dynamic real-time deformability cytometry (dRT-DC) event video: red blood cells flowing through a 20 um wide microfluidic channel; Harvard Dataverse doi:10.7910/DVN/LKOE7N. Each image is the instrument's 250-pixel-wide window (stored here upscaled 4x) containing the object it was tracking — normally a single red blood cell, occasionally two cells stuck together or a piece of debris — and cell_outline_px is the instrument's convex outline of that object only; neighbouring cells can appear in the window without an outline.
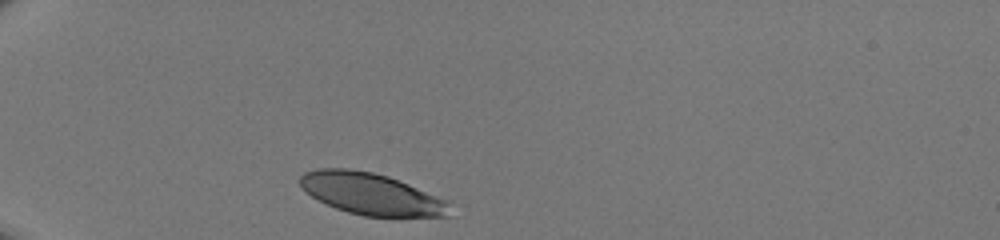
{"species": "human", "species_latin": "Homo sapiens", "temperature_condition": "room temperature", "stored_images_in_passage": 28, "camera_frame_rate_fps": 3000, "um_per_image_px": 0.085, "donor": {"sex": "male"}, "frame": {"image": 1, "passage_image": 1, "time_ms": 0.0, "image_size_px": [1000, 240], "cell_outline_px": [[448, 216], [364, 216], [348, 212], [336, 208], [312, 196], [300, 184], [300, 176], [304, 172], [316, 168], [348, 168], [372, 172], [388, 176], [408, 184], [444, 200], [448, 204]], "centroid_in_image_um": [31.49, 16.46], "position_along_channel_um": 53.5, "area_um2": 35.55}}
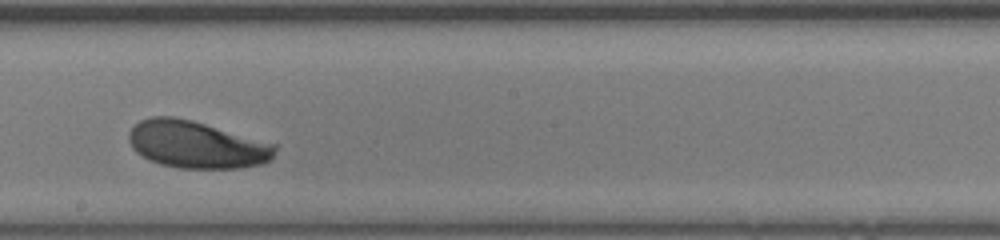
{"frame": {"image": 2, "passage_image": 16, "time_ms": 5.0, "image_size_px": [1000, 240], "cell_outline_px": [[276, 148], [272, 160], [264, 164], [240, 168], [180, 168], [160, 164], [148, 160], [136, 152], [132, 148], [128, 140], [128, 132], [140, 120], [152, 116], [172, 116], [192, 120], [276, 144]], "centroid_in_image_um": [16.7, 12.3], "position_along_channel_um": 231.5, "area_um2": 40.4}}
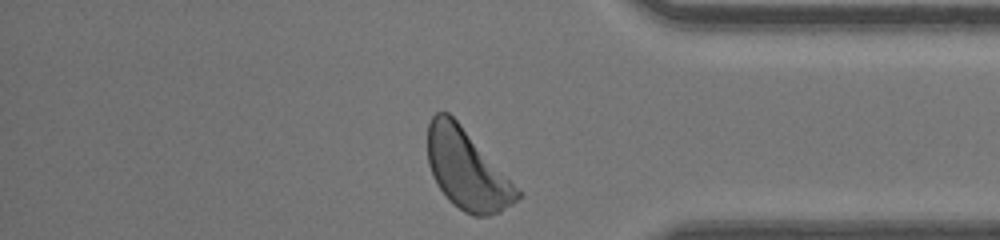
{"frame": {"image": 3, "passage_image": 28, "time_ms": 9.0, "image_size_px": [1000, 240], "cell_outline_px": [[524, 196], [500, 212], [488, 216], [472, 216], [464, 212], [448, 200], [432, 176], [428, 164], [428, 124], [432, 116], [436, 112], [448, 112], [460, 124], [524, 192]], "centroid_in_image_um": [39.73, 14.44], "position_along_channel_um": 395.5, "area_um2": 41.96}}